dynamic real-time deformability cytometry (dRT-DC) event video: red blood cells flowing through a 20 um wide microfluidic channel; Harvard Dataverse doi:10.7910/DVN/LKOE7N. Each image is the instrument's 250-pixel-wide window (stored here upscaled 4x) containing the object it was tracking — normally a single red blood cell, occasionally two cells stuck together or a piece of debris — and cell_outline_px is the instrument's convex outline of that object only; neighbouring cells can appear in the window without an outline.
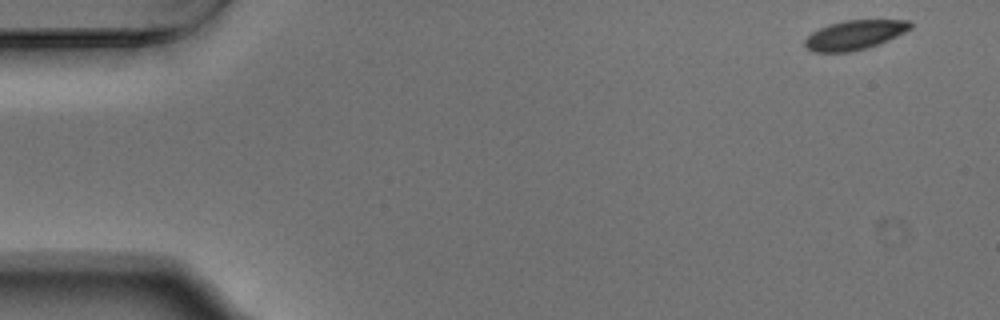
{"species": "Egyptian fruit bat (a non-hibernating species)", "species_latin": "Rousettus aegyptiacus", "temperature_condition": "warm", "stored_images_in_passage": 52, "camera_frame_rate_fps": 3000, "um_per_image_px": 0.085, "animal": {"sex": "male"}, "frame": {"image": 1, "passage_image": 1, "time_ms": 0.0, "image_size_px": [1000, 320], "cell_outline_px": [[912, 28], [896, 36], [876, 44], [864, 48], [848, 52], [812, 52], [804, 44], [804, 40], [812, 32], [828, 24], [844, 20], [908, 20], [912, 24]], "centroid_in_image_um": [72.61, 2.96], "position_along_channel_um": 12.4, "area_um2": 17.8}}
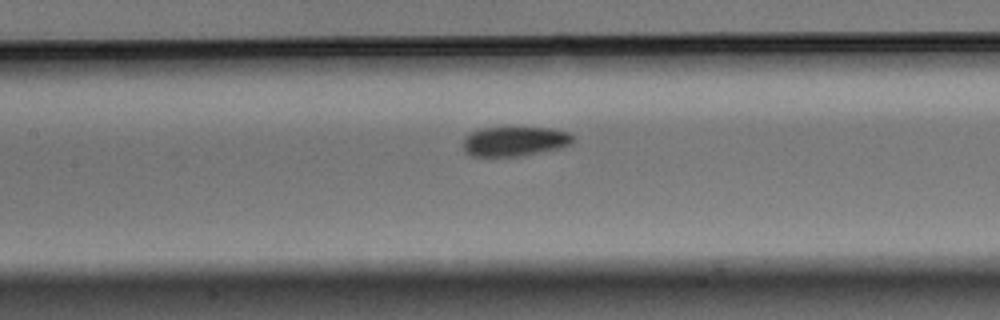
{"frame": {"image": 2, "passage_image": 23, "time_ms": 7.333, "image_size_px": [1000, 320], "cell_outline_px": [[572, 144], [564, 148], [524, 156], [472, 156], [464, 152], [464, 136], [480, 128], [552, 128], [568, 132], [572, 136]], "centroid_in_image_um": [43.77, 12.03], "position_along_channel_um": 163.6, "area_um2": 19.13}}
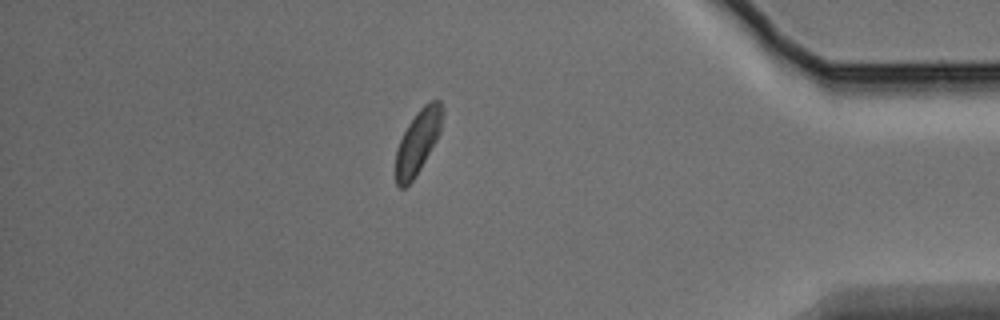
{"frame": {"image": 3, "passage_image": 45, "time_ms": 14.667, "image_size_px": [1000, 320], "cell_outline_px": [[444, 112], [440, 132], [436, 140], [420, 168], [412, 180], [404, 188], [400, 188], [396, 184], [396, 148], [408, 124], [416, 112], [424, 104], [432, 100], [440, 100], [444, 108]], "centroid_in_image_um": [35.53, 12.0], "position_along_channel_um": 399.7, "area_um2": 17.22}, "authors_computed_cell_mechanics": {"area_um2": 18.9295, "velocity_mm_per_s": 3.7153, "shape_relaxation_time_tau1_ms": 2.0491, "shape_relaxation_time_tau2_ms": null, "deformation_change_tau1": 0.0655, "deformation_change_tau2": null}}